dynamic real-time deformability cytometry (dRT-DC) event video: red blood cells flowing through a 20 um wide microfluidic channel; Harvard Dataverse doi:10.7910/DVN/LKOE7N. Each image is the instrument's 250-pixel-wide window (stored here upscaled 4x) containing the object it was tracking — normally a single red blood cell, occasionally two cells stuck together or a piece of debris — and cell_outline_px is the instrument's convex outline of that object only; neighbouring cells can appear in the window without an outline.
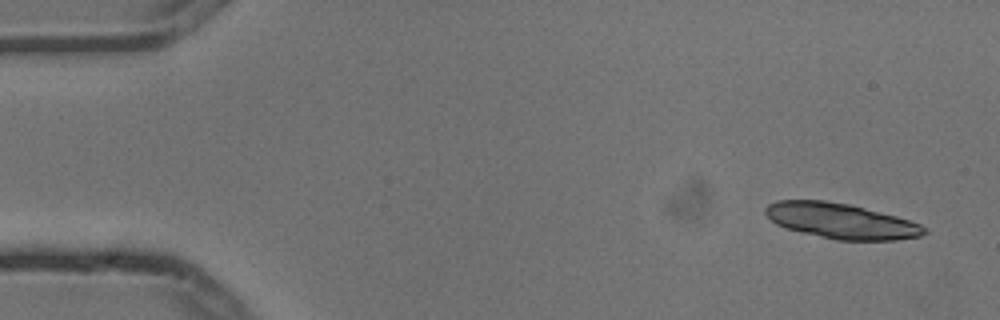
{"species": "common noctule bat (a hibernating species)", "species_latin": "Nyctalus noctula", "temperature_condition": "cold", "stored_images_in_passage": 5, "camera_frame_rate_fps": 3000, "um_per_image_px": 0.085, "animal": {"sex": "male", "body_mass_g": 13.3}, "frame": {"image": 1, "passage_image": 1, "time_ms": 0.0, "image_size_px": [1000, 320], "cell_outline_px": [[928, 232], [920, 236], [896, 240], [836, 240], [784, 228], [776, 224], [764, 212], [764, 208], [768, 204], [776, 200], [824, 200], [848, 204], [896, 216], [920, 224], [928, 228]], "centroid_in_image_um": [71.48, 18.78], "position_along_channel_um": 13.5, "area_um2": 32.66}}
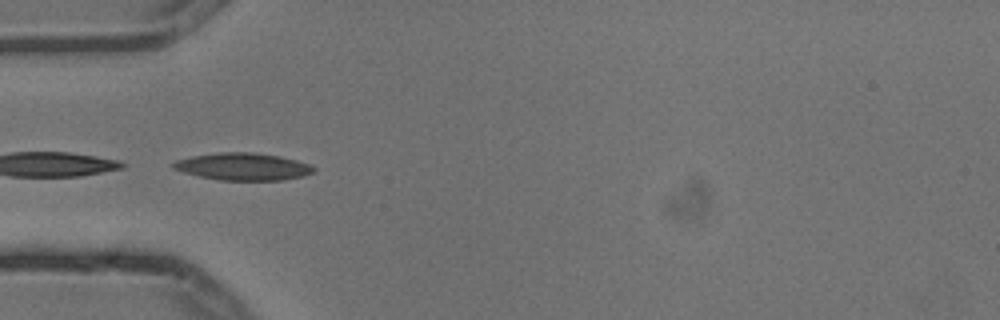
{"frame": {"image": 2, "passage_image": 5, "time_ms": 1.333, "image_size_px": [1000, 320], "cell_outline_px": [[316, 172], [304, 176], [284, 180], [220, 180], [200, 176], [184, 172], [172, 168], [172, 164], [176, 160], [192, 156], [220, 152], [252, 152], [280, 156], [312, 164], [316, 168]], "centroid_in_image_um": [20.72, 14.16], "position_along_channel_um": 64.3, "area_um2": 22.43}}